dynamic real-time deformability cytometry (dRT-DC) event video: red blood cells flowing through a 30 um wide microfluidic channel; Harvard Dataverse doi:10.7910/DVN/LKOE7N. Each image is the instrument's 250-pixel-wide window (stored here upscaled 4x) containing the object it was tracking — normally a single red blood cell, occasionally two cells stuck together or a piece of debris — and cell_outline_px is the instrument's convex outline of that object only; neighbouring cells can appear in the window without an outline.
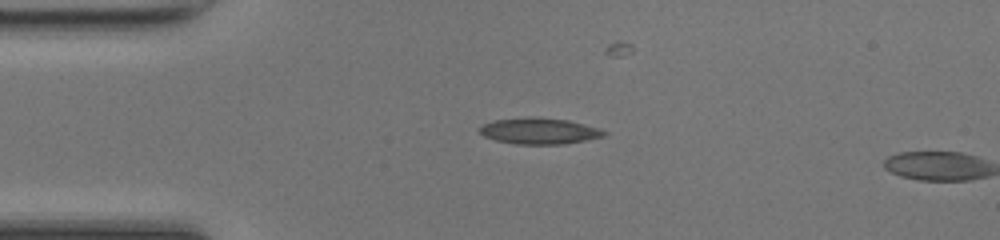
{"species": "common noctule bat (a hibernating species)", "species_latin": "Nyctalus noctula", "temperature_condition": "room temperature", "stored_images_in_passage": 2, "camera_frame_rate_fps": 3000, "um_per_image_px": 0.085, "animal": {"sex": "female", "body_mass_g": 17.0, "forearm_length_mm": 48.0}, "frame": {"image": 1, "passage_image": 1, "time_ms": 0.0, "image_size_px": [1000, 240], "cell_outline_px": [[608, 132], [604, 136], [564, 144], [516, 144], [496, 140], [484, 136], [480, 132], [480, 128], [484, 124], [496, 120], [532, 116], [540, 116], [568, 120], [600, 128]], "centroid_in_image_um": [45.87, 11.12], "position_along_channel_um": 39.1, "area_um2": 18.96}}